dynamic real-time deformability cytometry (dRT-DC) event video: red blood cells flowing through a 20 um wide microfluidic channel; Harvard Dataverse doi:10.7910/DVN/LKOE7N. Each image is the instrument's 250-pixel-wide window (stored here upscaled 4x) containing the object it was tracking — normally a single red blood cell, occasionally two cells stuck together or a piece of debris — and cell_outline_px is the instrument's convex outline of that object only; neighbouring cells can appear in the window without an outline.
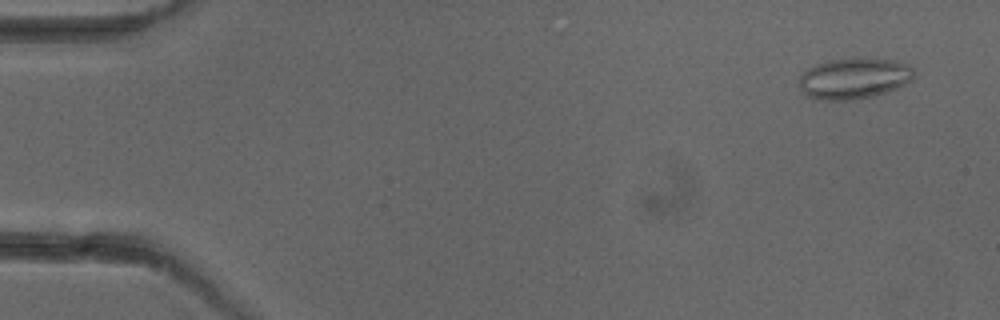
{"species": "common noctule bat (a hibernating species)", "species_latin": "Nyctalus noctula", "temperature_condition": "cold", "stored_images_in_passage": 6, "segment_of_instrument_passage": [2, 2], "camera_frame_rate_fps": 3000, "um_per_image_px": 0.085, "animal": {"sex": "female"}, "frame": {"image": 1, "passage_image": 6, "time_ms": 6.0, "image_size_px": [1000, 320], "cell_outline_px": [[916, 72], [912, 80], [896, 88], [872, 96], [848, 100], [820, 100], [808, 96], [800, 88], [800, 72], [816, 64], [828, 60], [852, 56], [856, 56], [892, 60], [908, 64]], "centroid_in_image_um": [72.58, 6.62], "position_along_channel_um": 12.4, "area_um2": 27.8}}